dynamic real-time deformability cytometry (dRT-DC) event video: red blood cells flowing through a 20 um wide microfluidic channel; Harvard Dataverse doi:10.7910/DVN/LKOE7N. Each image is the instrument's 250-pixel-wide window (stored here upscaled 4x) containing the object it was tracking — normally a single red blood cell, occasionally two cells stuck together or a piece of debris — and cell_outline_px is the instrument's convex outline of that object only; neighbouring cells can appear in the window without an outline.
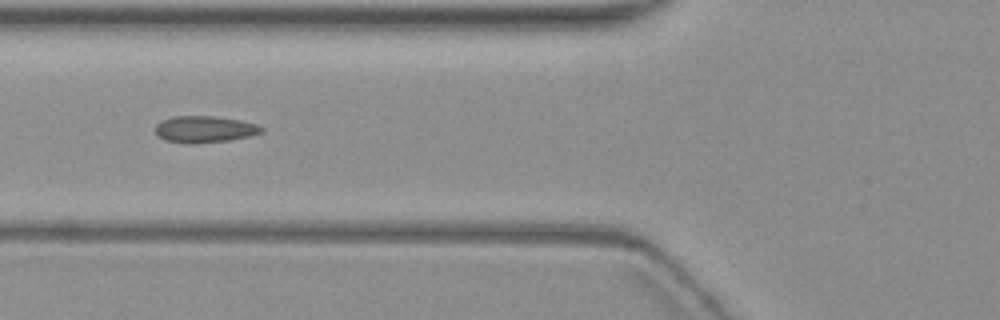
{"species": "common noctule bat (a hibernating species)", "species_latin": "Nyctalus noctula", "temperature_condition": "warm", "stored_images_in_passage": 15, "camera_frame_rate_fps": 3000, "um_per_image_px": 0.085, "animal": {"sex": "female", "body_mass_g": 19.3, "forearm_length_mm": 54.1}, "frame": {"image": 1, "passage_image": 6, "time_ms": 6.667, "image_size_px": [1000, 320], "cell_outline_px": [[264, 132], [248, 136], [228, 140], [196, 144], [188, 144], [164, 140], [156, 136], [156, 124], [172, 116], [212, 116], [240, 120], [256, 124], [264, 128]], "centroid_in_image_um": [17.37, 10.99], "position_along_channel_um": 108.4, "area_um2": 16.53}}
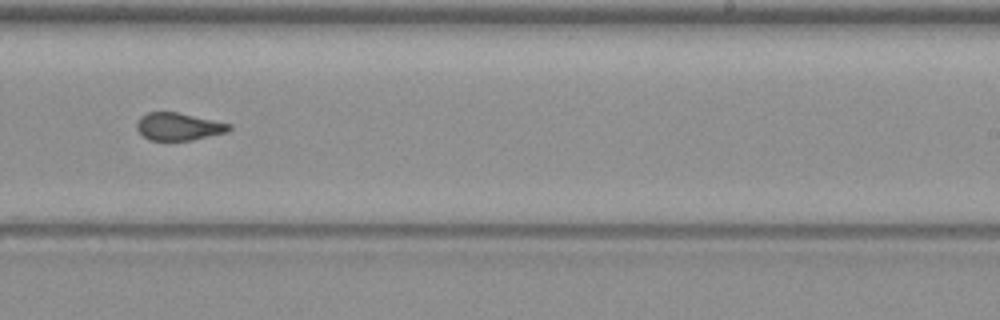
{"frame": {"image": 2, "passage_image": 10, "time_ms": 11.333, "image_size_px": [1000, 320], "cell_outline_px": [[232, 128], [228, 132], [192, 140], [148, 140], [136, 128], [136, 124], [140, 116], [148, 112], [176, 112], [232, 124]], "centroid_in_image_um": [15.18, 10.76], "position_along_channel_um": 273.8, "area_um2": 14.8}}
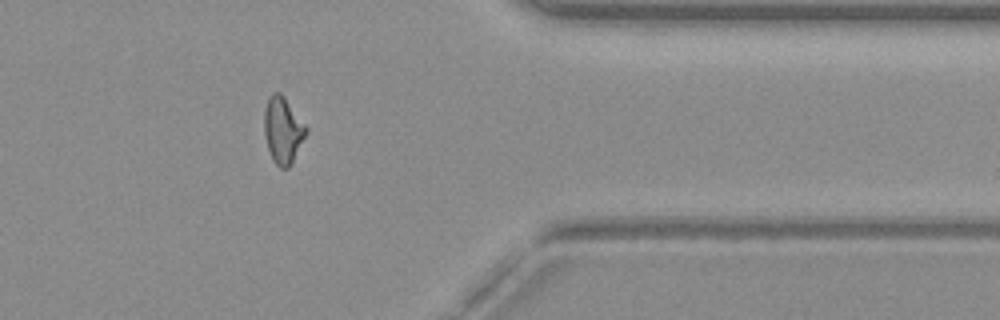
{"frame": {"image": 3, "passage_image": 13, "time_ms": 15.0, "image_size_px": [1000, 320], "cell_outline_px": [[308, 128], [292, 164], [288, 168], [280, 168], [272, 160], [268, 148], [264, 132], [264, 108], [268, 96], [272, 92], [280, 92], [284, 96]], "centroid_in_image_um": [24.02, 11.05], "position_along_channel_um": 387.4, "area_um2": 16.24}, "authors_computed_cell_mechanics": {"area_um2": 16.2418, "velocity_mm_per_s": 3.5517, "shape_relaxation_time_tau1_ms": null, "shape_relaxation_time_tau2_ms": 0.8867, "deformation_change_tau1": null, "deformation_change_tau2": 0.038}}